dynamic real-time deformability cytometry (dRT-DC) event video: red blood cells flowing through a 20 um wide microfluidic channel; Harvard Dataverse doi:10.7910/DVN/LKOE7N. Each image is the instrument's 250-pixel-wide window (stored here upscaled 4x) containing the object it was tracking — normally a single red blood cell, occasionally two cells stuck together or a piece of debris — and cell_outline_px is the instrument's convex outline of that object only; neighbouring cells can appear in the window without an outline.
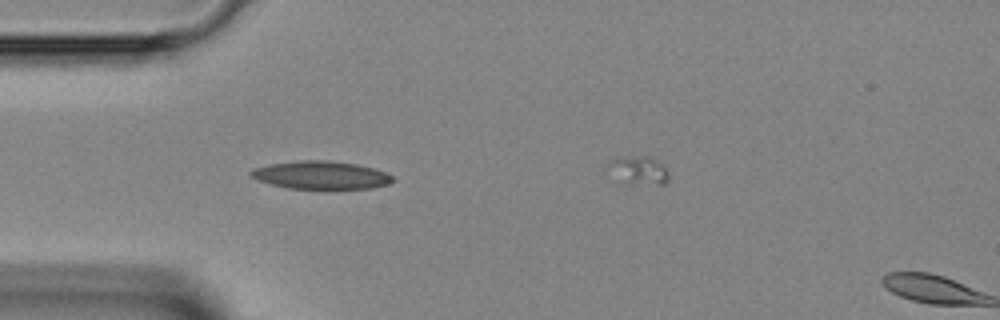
{"species": "Egyptian fruit bat (a non-hibernating species)", "species_latin": "Rousettus aegyptiacus", "temperature_condition": "room temperature", "stored_images_in_passage": 6, "camera_frame_rate_fps": 3000, "um_per_image_px": 0.085, "animal": {"sex": "female"}, "frame": {"image": 1, "passage_image": 5, "time_ms": 1.333, "image_size_px": [1000, 320], "cell_outline_px": [[396, 180], [388, 184], [372, 188], [288, 188], [272, 184], [248, 176], [248, 172], [252, 168], [268, 164], [300, 160], [328, 160], [356, 164], [388, 172]], "centroid_in_image_um": [27.27, 14.87], "position_along_channel_um": 57.7, "area_um2": 23.12}}